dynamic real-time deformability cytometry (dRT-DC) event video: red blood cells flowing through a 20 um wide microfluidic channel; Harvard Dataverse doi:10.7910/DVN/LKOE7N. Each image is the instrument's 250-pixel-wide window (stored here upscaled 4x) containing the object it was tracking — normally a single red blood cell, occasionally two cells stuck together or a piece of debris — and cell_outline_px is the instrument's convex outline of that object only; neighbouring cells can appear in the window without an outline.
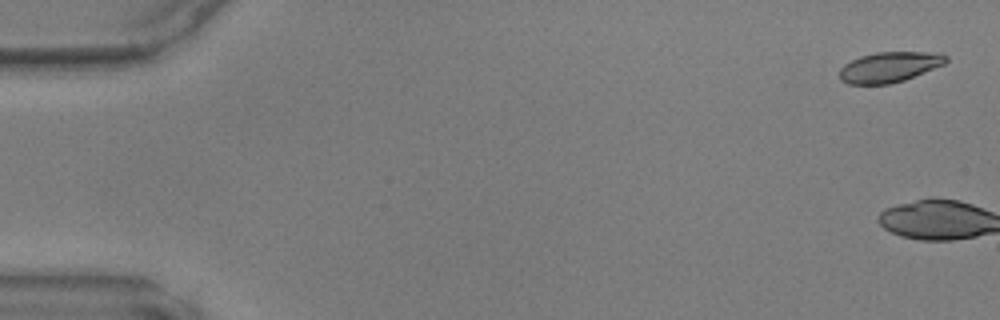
{"species": "common noctule bat (a hibernating species)", "species_latin": "Nyctalus noctula", "temperature_condition": "warm", "stored_images_in_passage": 3, "camera_frame_rate_fps": 3000, "um_per_image_px": 0.085, "animal": {"sex": "male", "body_mass_g": 17.9, "forearm_length_mm": 54.2}, "frame": {"image": 1, "passage_image": 2, "time_ms": 0.333, "image_size_px": [1000, 320], "cell_outline_px": [[948, 60], [944, 64], [904, 80], [888, 84], [848, 84], [840, 80], [840, 68], [844, 64], [860, 56], [876, 52], [940, 52], [948, 56]], "centroid_in_image_um": [75.6, 5.69], "position_along_channel_um": 9.4, "area_um2": 18.84}}